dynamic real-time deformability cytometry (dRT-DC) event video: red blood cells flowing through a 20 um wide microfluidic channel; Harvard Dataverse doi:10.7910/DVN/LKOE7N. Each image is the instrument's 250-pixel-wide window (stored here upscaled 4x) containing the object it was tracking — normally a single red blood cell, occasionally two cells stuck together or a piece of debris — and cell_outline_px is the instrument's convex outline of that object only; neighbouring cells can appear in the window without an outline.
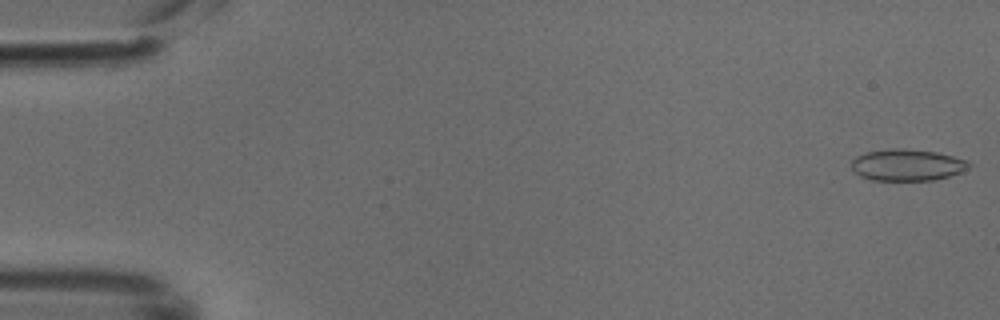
{"species": "common noctule bat (a hibernating species)", "species_latin": "Nyctalus noctula", "temperature_condition": "cold", "stored_images_in_passage": 15, "camera_frame_rate_fps": 3000, "um_per_image_px": 0.085, "animal": {"sex": "male", "body_mass_g": 18.8}, "frame": {"image": 1, "passage_image": 1, "time_ms": 0.0, "image_size_px": [1000, 320], "cell_outline_px": [[972, 164], [968, 168], [960, 172], [948, 176], [932, 180], [872, 180], [860, 176], [852, 168], [852, 160], [856, 156], [864, 152], [892, 148], [904, 148], [936, 152], [968, 160]], "centroid_in_image_um": [77.1, 14.01], "position_along_channel_um": 7.9, "area_um2": 21.62}}